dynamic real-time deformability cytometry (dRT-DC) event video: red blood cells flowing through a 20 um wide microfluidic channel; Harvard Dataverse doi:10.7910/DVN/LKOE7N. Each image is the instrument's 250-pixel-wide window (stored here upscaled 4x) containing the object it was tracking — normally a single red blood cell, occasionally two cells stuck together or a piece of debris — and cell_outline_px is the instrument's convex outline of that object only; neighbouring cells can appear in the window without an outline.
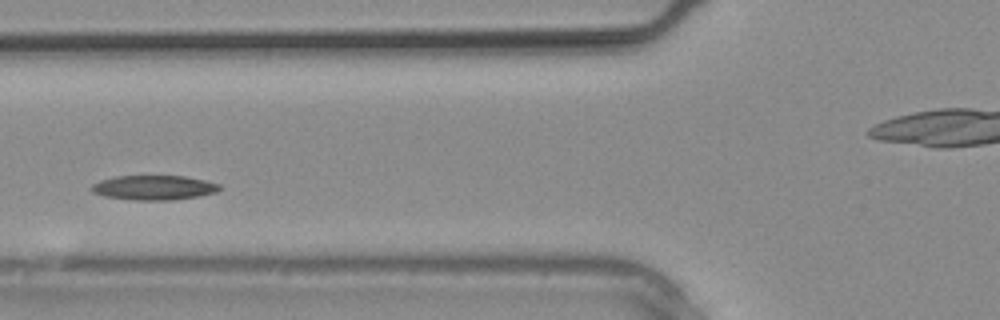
{"species": "common noctule bat (a hibernating species)", "species_latin": "Nyctalus noctula", "temperature_condition": "warm", "stored_images_in_passage": 10, "camera_frame_rate_fps": 3000, "um_per_image_px": 0.085, "animal": {"sex": "male", "body_mass_g": 20.4}, "frame": {"image": 1, "passage_image": 7, "time_ms": 2.0, "image_size_px": [1000, 320], "cell_outline_px": [[220, 188], [216, 192], [200, 196], [172, 200], [132, 200], [104, 196], [92, 192], [88, 188], [92, 184], [100, 180], [116, 176], [184, 176], [204, 180], [220, 184]], "centroid_in_image_um": [13.04, 15.95], "position_along_channel_um": 112.8, "area_um2": 18.44}}